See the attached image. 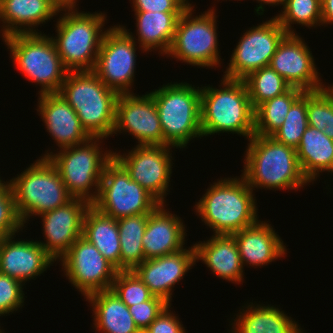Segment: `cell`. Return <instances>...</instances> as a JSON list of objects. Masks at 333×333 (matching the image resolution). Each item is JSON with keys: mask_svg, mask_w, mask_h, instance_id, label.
Returning <instances> with one entry per match:
<instances>
[{"mask_svg": "<svg viewBox=\"0 0 333 333\" xmlns=\"http://www.w3.org/2000/svg\"><path fill=\"white\" fill-rule=\"evenodd\" d=\"M248 141L241 176L252 190L297 191L310 183L302 173L295 148L271 136L254 134Z\"/></svg>", "mask_w": 333, "mask_h": 333, "instance_id": "6da1fadb", "label": "cell"}, {"mask_svg": "<svg viewBox=\"0 0 333 333\" xmlns=\"http://www.w3.org/2000/svg\"><path fill=\"white\" fill-rule=\"evenodd\" d=\"M240 177L217 180L194 206L214 235H231L259 221L253 190Z\"/></svg>", "mask_w": 333, "mask_h": 333, "instance_id": "7a4b0ae2", "label": "cell"}, {"mask_svg": "<svg viewBox=\"0 0 333 333\" xmlns=\"http://www.w3.org/2000/svg\"><path fill=\"white\" fill-rule=\"evenodd\" d=\"M58 93L74 109L91 137L113 135L119 94L93 71H68Z\"/></svg>", "mask_w": 333, "mask_h": 333, "instance_id": "3957f363", "label": "cell"}, {"mask_svg": "<svg viewBox=\"0 0 333 333\" xmlns=\"http://www.w3.org/2000/svg\"><path fill=\"white\" fill-rule=\"evenodd\" d=\"M220 84L218 89L201 87L202 136L227 132L249 140L254 135L255 109L244 81L223 77Z\"/></svg>", "mask_w": 333, "mask_h": 333, "instance_id": "277c9868", "label": "cell"}, {"mask_svg": "<svg viewBox=\"0 0 333 333\" xmlns=\"http://www.w3.org/2000/svg\"><path fill=\"white\" fill-rule=\"evenodd\" d=\"M76 9H63L65 12L60 14L55 27L57 36L51 38L68 71H93L107 31L103 29L107 16Z\"/></svg>", "mask_w": 333, "mask_h": 333, "instance_id": "5b68a950", "label": "cell"}, {"mask_svg": "<svg viewBox=\"0 0 333 333\" xmlns=\"http://www.w3.org/2000/svg\"><path fill=\"white\" fill-rule=\"evenodd\" d=\"M149 93L158 110L164 145L182 149L191 139L203 137L201 87L187 82H174Z\"/></svg>", "mask_w": 333, "mask_h": 333, "instance_id": "8992f818", "label": "cell"}, {"mask_svg": "<svg viewBox=\"0 0 333 333\" xmlns=\"http://www.w3.org/2000/svg\"><path fill=\"white\" fill-rule=\"evenodd\" d=\"M99 140L104 138L91 137L84 143L62 148L58 153L47 150L40 156L48 158L57 168L73 198H81L91 204L97 199L105 166L113 158L111 150H101Z\"/></svg>", "mask_w": 333, "mask_h": 333, "instance_id": "52a82bcc", "label": "cell"}, {"mask_svg": "<svg viewBox=\"0 0 333 333\" xmlns=\"http://www.w3.org/2000/svg\"><path fill=\"white\" fill-rule=\"evenodd\" d=\"M8 183L12 188L16 211L23 225L31 216L54 210L73 198L68 193L57 168L48 158L37 159Z\"/></svg>", "mask_w": 333, "mask_h": 333, "instance_id": "ba28073f", "label": "cell"}, {"mask_svg": "<svg viewBox=\"0 0 333 333\" xmlns=\"http://www.w3.org/2000/svg\"><path fill=\"white\" fill-rule=\"evenodd\" d=\"M13 64L31 82L41 85L39 95L58 93L68 70L50 36L42 33L14 34L2 38Z\"/></svg>", "mask_w": 333, "mask_h": 333, "instance_id": "9c48e42d", "label": "cell"}, {"mask_svg": "<svg viewBox=\"0 0 333 333\" xmlns=\"http://www.w3.org/2000/svg\"><path fill=\"white\" fill-rule=\"evenodd\" d=\"M194 6L191 4L179 17L166 56L199 68H217L221 58L215 8L194 16Z\"/></svg>", "mask_w": 333, "mask_h": 333, "instance_id": "30bf717a", "label": "cell"}, {"mask_svg": "<svg viewBox=\"0 0 333 333\" xmlns=\"http://www.w3.org/2000/svg\"><path fill=\"white\" fill-rule=\"evenodd\" d=\"M160 203L113 157L105 166L97 199L92 203L102 214L115 220L149 214Z\"/></svg>", "mask_w": 333, "mask_h": 333, "instance_id": "8fae6325", "label": "cell"}, {"mask_svg": "<svg viewBox=\"0 0 333 333\" xmlns=\"http://www.w3.org/2000/svg\"><path fill=\"white\" fill-rule=\"evenodd\" d=\"M111 27L104 34L93 72L118 94L133 93L136 41L120 25Z\"/></svg>", "mask_w": 333, "mask_h": 333, "instance_id": "7c38bea8", "label": "cell"}, {"mask_svg": "<svg viewBox=\"0 0 333 333\" xmlns=\"http://www.w3.org/2000/svg\"><path fill=\"white\" fill-rule=\"evenodd\" d=\"M169 145H136L129 153L114 152L113 157L160 204H166L172 174V151Z\"/></svg>", "mask_w": 333, "mask_h": 333, "instance_id": "4fadbf2b", "label": "cell"}, {"mask_svg": "<svg viewBox=\"0 0 333 333\" xmlns=\"http://www.w3.org/2000/svg\"><path fill=\"white\" fill-rule=\"evenodd\" d=\"M286 31L275 17L246 30L231 54L224 78L243 80L267 67Z\"/></svg>", "mask_w": 333, "mask_h": 333, "instance_id": "5bb4252c", "label": "cell"}, {"mask_svg": "<svg viewBox=\"0 0 333 333\" xmlns=\"http://www.w3.org/2000/svg\"><path fill=\"white\" fill-rule=\"evenodd\" d=\"M58 261L62 262L66 278L84 299L92 293L110 290L119 271L82 236Z\"/></svg>", "mask_w": 333, "mask_h": 333, "instance_id": "9a60e30c", "label": "cell"}, {"mask_svg": "<svg viewBox=\"0 0 333 333\" xmlns=\"http://www.w3.org/2000/svg\"><path fill=\"white\" fill-rule=\"evenodd\" d=\"M117 132L133 135L137 145H164L158 110L150 93L119 94L113 134Z\"/></svg>", "mask_w": 333, "mask_h": 333, "instance_id": "2e32d148", "label": "cell"}, {"mask_svg": "<svg viewBox=\"0 0 333 333\" xmlns=\"http://www.w3.org/2000/svg\"><path fill=\"white\" fill-rule=\"evenodd\" d=\"M309 46L301 36L286 34L277 46L269 66L291 86L303 91H316L322 84Z\"/></svg>", "mask_w": 333, "mask_h": 333, "instance_id": "e0dca14e", "label": "cell"}, {"mask_svg": "<svg viewBox=\"0 0 333 333\" xmlns=\"http://www.w3.org/2000/svg\"><path fill=\"white\" fill-rule=\"evenodd\" d=\"M92 204L81 198H72L65 205L44 212L42 217L45 242L41 246L57 261L82 236L86 211Z\"/></svg>", "mask_w": 333, "mask_h": 333, "instance_id": "ac0fdd59", "label": "cell"}, {"mask_svg": "<svg viewBox=\"0 0 333 333\" xmlns=\"http://www.w3.org/2000/svg\"><path fill=\"white\" fill-rule=\"evenodd\" d=\"M194 245L178 252L146 259L132 271L148 287L150 292L171 305L172 289L195 266Z\"/></svg>", "mask_w": 333, "mask_h": 333, "instance_id": "d6986e66", "label": "cell"}, {"mask_svg": "<svg viewBox=\"0 0 333 333\" xmlns=\"http://www.w3.org/2000/svg\"><path fill=\"white\" fill-rule=\"evenodd\" d=\"M16 235L0 238V273L14 278L24 285L40 276L56 260L39 241L13 240Z\"/></svg>", "mask_w": 333, "mask_h": 333, "instance_id": "ffe728a7", "label": "cell"}, {"mask_svg": "<svg viewBox=\"0 0 333 333\" xmlns=\"http://www.w3.org/2000/svg\"><path fill=\"white\" fill-rule=\"evenodd\" d=\"M39 115L59 150L86 142L91 136L83 128L74 109L59 93H45L38 98Z\"/></svg>", "mask_w": 333, "mask_h": 333, "instance_id": "44dd1931", "label": "cell"}, {"mask_svg": "<svg viewBox=\"0 0 333 333\" xmlns=\"http://www.w3.org/2000/svg\"><path fill=\"white\" fill-rule=\"evenodd\" d=\"M165 206L159 204L149 213L142 238L145 260L169 255L185 247L187 233L183 220L167 211Z\"/></svg>", "mask_w": 333, "mask_h": 333, "instance_id": "7402d4cb", "label": "cell"}, {"mask_svg": "<svg viewBox=\"0 0 333 333\" xmlns=\"http://www.w3.org/2000/svg\"><path fill=\"white\" fill-rule=\"evenodd\" d=\"M237 244L243 267H262L287 254L286 246L275 229L259 220L252 226L231 234Z\"/></svg>", "mask_w": 333, "mask_h": 333, "instance_id": "603a6c76", "label": "cell"}, {"mask_svg": "<svg viewBox=\"0 0 333 333\" xmlns=\"http://www.w3.org/2000/svg\"><path fill=\"white\" fill-rule=\"evenodd\" d=\"M62 11L50 0H0V21L4 23L1 36L42 33L35 27L45 24Z\"/></svg>", "mask_w": 333, "mask_h": 333, "instance_id": "cb8c5ba5", "label": "cell"}, {"mask_svg": "<svg viewBox=\"0 0 333 333\" xmlns=\"http://www.w3.org/2000/svg\"><path fill=\"white\" fill-rule=\"evenodd\" d=\"M196 263L202 261L213 275L232 283H243L244 267L232 235H212L194 244Z\"/></svg>", "mask_w": 333, "mask_h": 333, "instance_id": "d4e9b609", "label": "cell"}, {"mask_svg": "<svg viewBox=\"0 0 333 333\" xmlns=\"http://www.w3.org/2000/svg\"><path fill=\"white\" fill-rule=\"evenodd\" d=\"M136 19V39L125 26L120 25L133 39L138 40L141 51L159 50V55H166L176 31V25L183 12H148L134 11Z\"/></svg>", "mask_w": 333, "mask_h": 333, "instance_id": "484cf974", "label": "cell"}, {"mask_svg": "<svg viewBox=\"0 0 333 333\" xmlns=\"http://www.w3.org/2000/svg\"><path fill=\"white\" fill-rule=\"evenodd\" d=\"M247 305L232 320V333H305L297 321L276 306Z\"/></svg>", "mask_w": 333, "mask_h": 333, "instance_id": "4316f807", "label": "cell"}, {"mask_svg": "<svg viewBox=\"0 0 333 333\" xmlns=\"http://www.w3.org/2000/svg\"><path fill=\"white\" fill-rule=\"evenodd\" d=\"M93 311L94 328L101 333H142L128 309L110 289L86 297Z\"/></svg>", "mask_w": 333, "mask_h": 333, "instance_id": "83f0119b", "label": "cell"}, {"mask_svg": "<svg viewBox=\"0 0 333 333\" xmlns=\"http://www.w3.org/2000/svg\"><path fill=\"white\" fill-rule=\"evenodd\" d=\"M303 175L313 184L321 172L333 173V139L309 126L296 148Z\"/></svg>", "mask_w": 333, "mask_h": 333, "instance_id": "f1b7e54d", "label": "cell"}, {"mask_svg": "<svg viewBox=\"0 0 333 333\" xmlns=\"http://www.w3.org/2000/svg\"><path fill=\"white\" fill-rule=\"evenodd\" d=\"M82 237L120 271L121 246L117 220L102 214L91 205L84 217Z\"/></svg>", "mask_w": 333, "mask_h": 333, "instance_id": "f546056e", "label": "cell"}, {"mask_svg": "<svg viewBox=\"0 0 333 333\" xmlns=\"http://www.w3.org/2000/svg\"><path fill=\"white\" fill-rule=\"evenodd\" d=\"M149 214H139L117 220L121 246L120 271H132L144 260L142 238Z\"/></svg>", "mask_w": 333, "mask_h": 333, "instance_id": "4dcf8cb0", "label": "cell"}, {"mask_svg": "<svg viewBox=\"0 0 333 333\" xmlns=\"http://www.w3.org/2000/svg\"><path fill=\"white\" fill-rule=\"evenodd\" d=\"M291 87L284 94L266 100L255 108L254 134L272 136L283 124L292 104L304 93Z\"/></svg>", "mask_w": 333, "mask_h": 333, "instance_id": "1f68e13d", "label": "cell"}, {"mask_svg": "<svg viewBox=\"0 0 333 333\" xmlns=\"http://www.w3.org/2000/svg\"><path fill=\"white\" fill-rule=\"evenodd\" d=\"M243 81L254 109L264 101L280 96L291 88L270 66L252 72Z\"/></svg>", "mask_w": 333, "mask_h": 333, "instance_id": "d6a6232c", "label": "cell"}, {"mask_svg": "<svg viewBox=\"0 0 333 333\" xmlns=\"http://www.w3.org/2000/svg\"><path fill=\"white\" fill-rule=\"evenodd\" d=\"M282 8L283 10L274 17L287 34H296L292 24L306 26L309 29L322 25L321 0H285Z\"/></svg>", "mask_w": 333, "mask_h": 333, "instance_id": "836d02e7", "label": "cell"}, {"mask_svg": "<svg viewBox=\"0 0 333 333\" xmlns=\"http://www.w3.org/2000/svg\"><path fill=\"white\" fill-rule=\"evenodd\" d=\"M308 125L333 139V84L316 91H307Z\"/></svg>", "mask_w": 333, "mask_h": 333, "instance_id": "e575fe53", "label": "cell"}, {"mask_svg": "<svg viewBox=\"0 0 333 333\" xmlns=\"http://www.w3.org/2000/svg\"><path fill=\"white\" fill-rule=\"evenodd\" d=\"M307 127V91H305L292 104L283 124L271 137L296 149Z\"/></svg>", "mask_w": 333, "mask_h": 333, "instance_id": "d590c367", "label": "cell"}, {"mask_svg": "<svg viewBox=\"0 0 333 333\" xmlns=\"http://www.w3.org/2000/svg\"><path fill=\"white\" fill-rule=\"evenodd\" d=\"M111 290L127 306L145 302L154 296L133 271H118Z\"/></svg>", "mask_w": 333, "mask_h": 333, "instance_id": "8d00e7d4", "label": "cell"}, {"mask_svg": "<svg viewBox=\"0 0 333 333\" xmlns=\"http://www.w3.org/2000/svg\"><path fill=\"white\" fill-rule=\"evenodd\" d=\"M24 226L16 211L12 188L6 181L0 186V238L18 234Z\"/></svg>", "mask_w": 333, "mask_h": 333, "instance_id": "74e56055", "label": "cell"}, {"mask_svg": "<svg viewBox=\"0 0 333 333\" xmlns=\"http://www.w3.org/2000/svg\"><path fill=\"white\" fill-rule=\"evenodd\" d=\"M24 284L0 273V316L16 312L24 304Z\"/></svg>", "mask_w": 333, "mask_h": 333, "instance_id": "f35d334b", "label": "cell"}, {"mask_svg": "<svg viewBox=\"0 0 333 333\" xmlns=\"http://www.w3.org/2000/svg\"><path fill=\"white\" fill-rule=\"evenodd\" d=\"M167 305L162 298L153 296L150 300L128 306V309L139 330L144 332Z\"/></svg>", "mask_w": 333, "mask_h": 333, "instance_id": "ab89813d", "label": "cell"}, {"mask_svg": "<svg viewBox=\"0 0 333 333\" xmlns=\"http://www.w3.org/2000/svg\"><path fill=\"white\" fill-rule=\"evenodd\" d=\"M133 11L184 12L190 5L189 0H132Z\"/></svg>", "mask_w": 333, "mask_h": 333, "instance_id": "60d3db41", "label": "cell"}, {"mask_svg": "<svg viewBox=\"0 0 333 333\" xmlns=\"http://www.w3.org/2000/svg\"><path fill=\"white\" fill-rule=\"evenodd\" d=\"M170 307L171 305L168 304L144 333H186L185 327L177 318L178 316L171 312Z\"/></svg>", "mask_w": 333, "mask_h": 333, "instance_id": "b9f144b4", "label": "cell"}, {"mask_svg": "<svg viewBox=\"0 0 333 333\" xmlns=\"http://www.w3.org/2000/svg\"><path fill=\"white\" fill-rule=\"evenodd\" d=\"M322 26L333 24V0H321Z\"/></svg>", "mask_w": 333, "mask_h": 333, "instance_id": "7bdbcfd3", "label": "cell"}, {"mask_svg": "<svg viewBox=\"0 0 333 333\" xmlns=\"http://www.w3.org/2000/svg\"><path fill=\"white\" fill-rule=\"evenodd\" d=\"M257 3H259V5H256L257 7L254 8L256 13L258 15H263V12H264V7L265 5H269V6H279L280 4L284 7V3H285V0H256Z\"/></svg>", "mask_w": 333, "mask_h": 333, "instance_id": "ee69618b", "label": "cell"}, {"mask_svg": "<svg viewBox=\"0 0 333 333\" xmlns=\"http://www.w3.org/2000/svg\"><path fill=\"white\" fill-rule=\"evenodd\" d=\"M50 1L53 2L59 9H69L76 7L78 0H50Z\"/></svg>", "mask_w": 333, "mask_h": 333, "instance_id": "f6af8a7d", "label": "cell"}, {"mask_svg": "<svg viewBox=\"0 0 333 333\" xmlns=\"http://www.w3.org/2000/svg\"><path fill=\"white\" fill-rule=\"evenodd\" d=\"M5 181L1 180L0 178V186L4 183Z\"/></svg>", "mask_w": 333, "mask_h": 333, "instance_id": "bcb514c9", "label": "cell"}]
</instances>
